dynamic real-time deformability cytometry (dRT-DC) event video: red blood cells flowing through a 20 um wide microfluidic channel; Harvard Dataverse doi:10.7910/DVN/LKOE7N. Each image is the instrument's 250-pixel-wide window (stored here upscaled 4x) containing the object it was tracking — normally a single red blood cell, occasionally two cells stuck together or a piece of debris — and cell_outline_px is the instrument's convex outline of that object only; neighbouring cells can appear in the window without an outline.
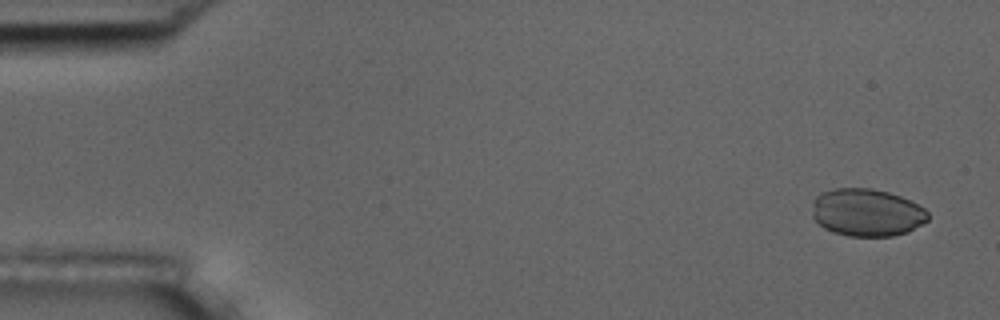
{"species": "common noctule bat (a hibernating species)", "species_latin": "Nyctalus noctula", "temperature_condition": "room temperature", "stored_images_in_passage": 5, "camera_frame_rate_fps": 3000, "um_per_image_px": 0.085, "animal": {"sex": "male", "body_mass_g": 17.5, "forearm_length_mm": 52.3}, "frame": {"image": 1, "passage_image": 1, "time_ms": 0.0, "image_size_px": [1000, 320], "cell_outline_px": [[928, 220], [908, 232], [892, 236], [848, 236], [832, 232], [824, 228], [812, 216], [812, 200], [820, 192], [836, 188], [872, 188], [888, 192], [900, 196], [924, 208], [928, 212]], "centroid_in_image_um": [73.65, 18.06], "position_along_channel_um": 11.4, "area_um2": 32.25}}